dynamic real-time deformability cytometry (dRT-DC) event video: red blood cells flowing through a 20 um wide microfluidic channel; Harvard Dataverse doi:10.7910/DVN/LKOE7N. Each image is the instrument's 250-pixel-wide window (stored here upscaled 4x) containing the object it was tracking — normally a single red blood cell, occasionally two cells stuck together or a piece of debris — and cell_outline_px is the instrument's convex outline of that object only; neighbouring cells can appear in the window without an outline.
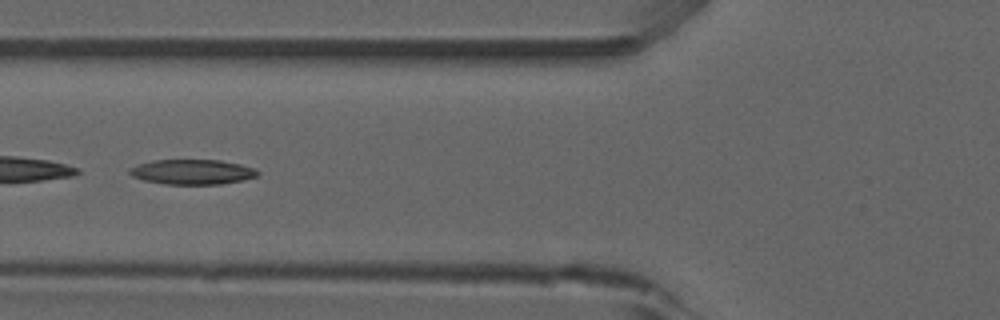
{"species": "common noctule bat (a hibernating species)", "species_latin": "Nyctalus noctula", "temperature_condition": "room temperature", "stored_images_in_passage": 5, "camera_frame_rate_fps": 3000, "um_per_image_px": 0.085, "animal": {"sex": "male", "forearm_length_mm": 52.5}, "frame": {"image": 1, "passage_image": 5, "time_ms": 4.667, "image_size_px": [1000, 320], "cell_outline_px": [[260, 172], [256, 176], [240, 180], [220, 184], [164, 184], [144, 180], [132, 176], [128, 172], [128, 168], [140, 164], [156, 160], [220, 160], [240, 164], [256, 168]], "centroid_in_image_um": [16.34, 14.61], "position_along_channel_um": 109.5, "area_um2": 18.5}}